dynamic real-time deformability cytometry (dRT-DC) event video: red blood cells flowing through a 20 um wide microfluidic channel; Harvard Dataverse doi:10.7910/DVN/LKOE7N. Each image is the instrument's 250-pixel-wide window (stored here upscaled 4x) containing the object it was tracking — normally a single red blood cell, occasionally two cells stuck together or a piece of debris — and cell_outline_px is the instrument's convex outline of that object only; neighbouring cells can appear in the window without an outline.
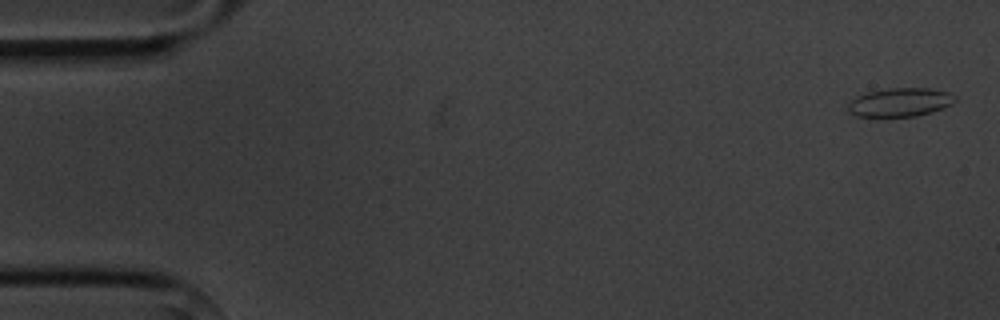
{"species": "common noctule bat (a hibernating species)", "species_latin": "Nyctalus noctula", "temperature_condition": "cold", "stored_images_in_passage": 5, "camera_frame_rate_fps": 3000, "um_per_image_px": 0.085, "animal": {"sex": "male", "body_mass_g": 20.1, "forearm_length_mm": 53.5}, "frame": {"image": 1, "passage_image": 1, "time_ms": 0.0, "image_size_px": [1000, 320], "cell_outline_px": [[956, 100], [952, 104], [932, 112], [916, 116], [856, 116], [848, 112], [848, 104], [856, 96], [868, 92], [888, 88], [928, 88], [948, 92], [956, 96]], "centroid_in_image_um": [76.51, 8.69], "position_along_channel_um": 8.5, "area_um2": 17.8}}
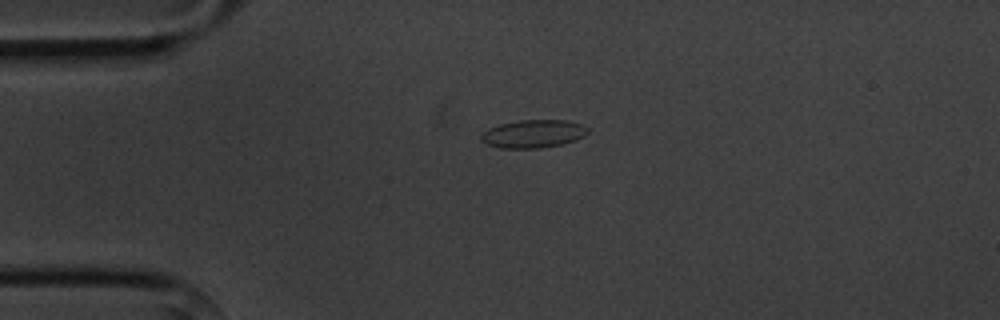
{"frame": {"image": 2, "passage_image": 4, "time_ms": 3.667, "image_size_px": [1000, 320], "cell_outline_px": [[588, 132], [584, 136], [576, 140], [560, 144], [540, 148], [500, 148], [488, 144], [480, 140], [480, 136], [488, 128], [500, 124], [520, 120], [568, 120], [580, 124], [588, 128]], "centroid_in_image_um": [45.32, 11.37], "position_along_channel_um": 39.7, "area_um2": 17.34}}